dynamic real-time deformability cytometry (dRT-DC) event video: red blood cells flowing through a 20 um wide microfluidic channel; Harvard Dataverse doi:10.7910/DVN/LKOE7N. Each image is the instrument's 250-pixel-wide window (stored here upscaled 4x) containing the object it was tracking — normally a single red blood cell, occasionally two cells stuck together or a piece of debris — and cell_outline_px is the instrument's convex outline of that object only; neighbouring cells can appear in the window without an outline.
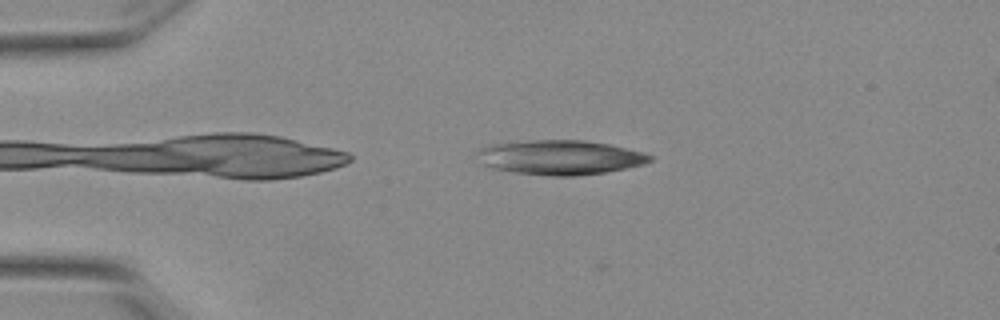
{"species": "Egyptian fruit bat (a non-hibernating species)", "species_latin": "Rousettus aegyptiacus", "temperature_condition": "warm", "stored_images_in_passage": 6, "camera_frame_rate_fps": 3000, "um_per_image_px": 0.085, "animal": {"sex": "female"}, "frame": {"image": 1, "passage_image": 4, "time_ms": 1.0, "image_size_px": [1000, 320], "cell_outline_px": [[652, 160], [644, 164], [604, 172], [576, 176], [548, 176], [516, 172], [492, 168], [484, 164], [476, 152], [480, 148], [492, 144], [528, 140], [584, 140], [608, 144], [644, 152], [652, 156]], "centroid_in_image_um": [47.61, 13.37], "position_along_channel_um": 37.4, "area_um2": 34.56}}